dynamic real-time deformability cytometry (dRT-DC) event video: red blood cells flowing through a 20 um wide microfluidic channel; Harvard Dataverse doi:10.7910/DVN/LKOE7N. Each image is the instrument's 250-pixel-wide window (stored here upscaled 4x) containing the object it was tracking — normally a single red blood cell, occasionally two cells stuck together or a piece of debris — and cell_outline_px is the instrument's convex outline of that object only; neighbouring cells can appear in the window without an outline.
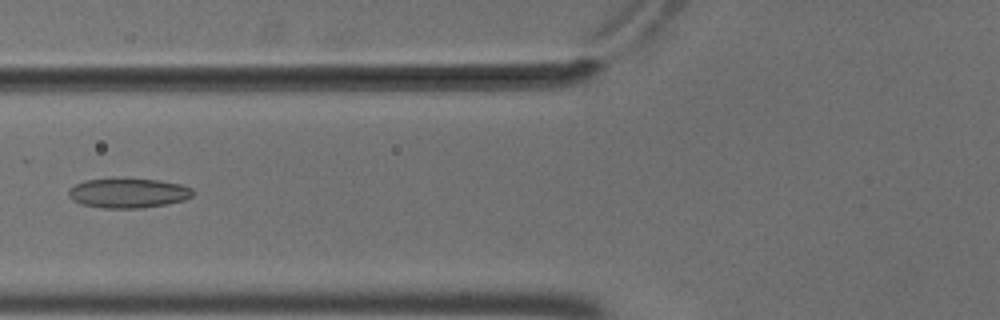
{"species": "common noctule bat (a hibernating species)", "species_latin": "Nyctalus noctula", "temperature_condition": "cold", "stored_images_in_passage": 5, "camera_frame_rate_fps": 3000, "um_per_image_px": 0.085, "animal": {"sex": "male", "body_mass_g": 18.8}, "frame": {"image": 1, "passage_image": 5, "time_ms": 1.333, "image_size_px": [1000, 320], "cell_outline_px": [[192, 196], [184, 200], [164, 204], [140, 208], [104, 208], [84, 204], [72, 200], [68, 196], [68, 188], [84, 180], [124, 176], [160, 180], [180, 184], [192, 188]], "centroid_in_image_um": [10.86, 16.36], "position_along_channel_um": 114.9, "area_um2": 22.02}}